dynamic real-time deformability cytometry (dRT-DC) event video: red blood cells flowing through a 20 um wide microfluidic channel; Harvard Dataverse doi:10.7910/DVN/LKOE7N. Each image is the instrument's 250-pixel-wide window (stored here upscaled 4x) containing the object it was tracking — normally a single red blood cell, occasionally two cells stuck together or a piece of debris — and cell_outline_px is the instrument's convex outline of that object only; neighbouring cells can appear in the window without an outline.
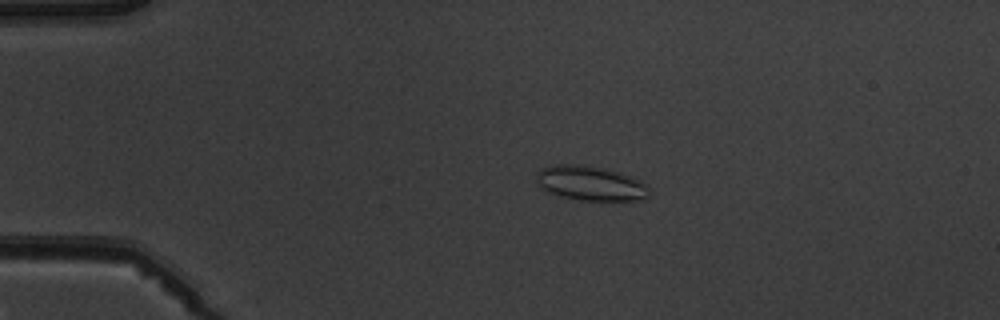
{"species": "common noctule bat (a hibernating species)", "species_latin": "Nyctalus noctula", "temperature_condition": "warm", "stored_images_in_passage": 5, "camera_frame_rate_fps": 3000, "um_per_image_px": 0.085, "animal": {"sex": "male", "body_mass_g": 19.5, "forearm_length_mm": 54.6}, "frame": {"image": 1, "passage_image": 3, "time_ms": 2.333, "image_size_px": [1000, 320], "cell_outline_px": [[648, 196], [644, 200], [580, 200], [560, 196], [544, 192], [536, 184], [536, 172], [540, 168], [552, 164], [584, 164], [604, 168], [620, 172], [632, 176], [644, 184], [648, 188]], "centroid_in_image_um": [50.11, 15.56], "position_along_channel_um": 34.9, "area_um2": 23.18}}
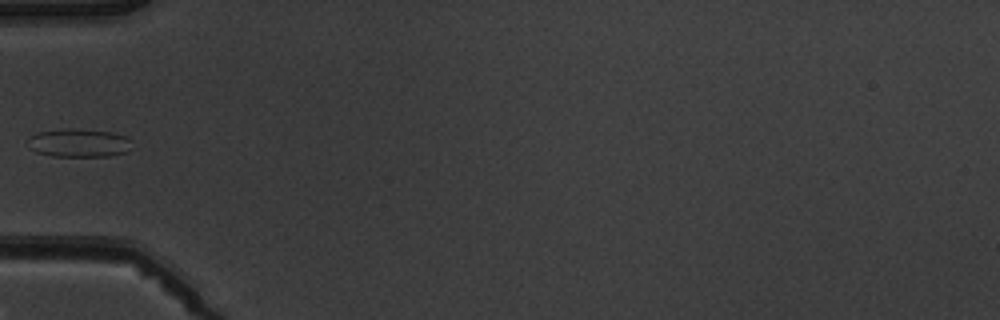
{"frame": {"image": 2, "passage_image": 5, "time_ms": 4.667, "image_size_px": [1000, 320], "cell_outline_px": [[136, 148], [128, 152], [108, 156], [52, 156], [36, 152], [28, 148], [28, 140], [36, 132], [64, 128], [80, 128], [112, 132], [124, 136]], "centroid_in_image_um": [6.72, 12.14], "position_along_channel_um": 78.3, "area_um2": 17.57}}